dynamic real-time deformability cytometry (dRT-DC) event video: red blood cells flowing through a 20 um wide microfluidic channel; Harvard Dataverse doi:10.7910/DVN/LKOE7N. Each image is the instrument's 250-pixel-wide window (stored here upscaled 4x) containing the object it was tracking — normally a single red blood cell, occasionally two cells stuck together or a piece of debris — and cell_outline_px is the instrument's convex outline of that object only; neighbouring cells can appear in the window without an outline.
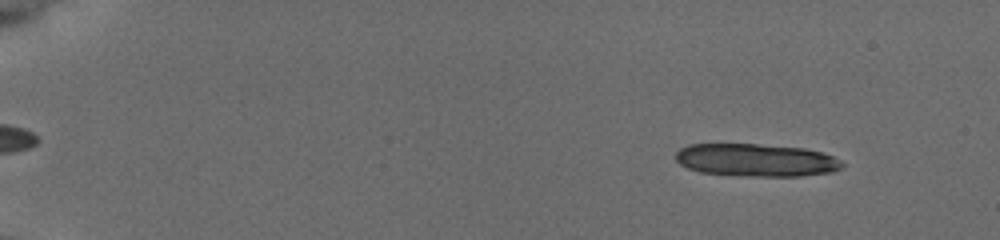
{"species": "common noctule bat (a hibernating species)", "species_latin": "Nyctalus noctula", "temperature_condition": "cold", "stored_images_in_passage": 13, "camera_frame_rate_fps": 3000, "um_per_image_px": 0.085, "animal": {"sex": "female", "body_mass_g": 19.5, "forearm_length_mm": 54.1}, "frame": {"image": 1, "passage_image": 3, "time_ms": 1.0, "image_size_px": [1000, 240], "cell_outline_px": [[844, 164], [840, 168], [832, 172], [800, 176], [748, 176], [700, 172], [688, 168], [680, 164], [676, 160], [676, 152], [680, 148], [688, 144], [756, 144], [804, 148], [820, 152], [832, 156], [840, 160]], "centroid_in_image_um": [64.25, 13.61], "position_along_channel_um": 20.8, "area_um2": 31.67}}